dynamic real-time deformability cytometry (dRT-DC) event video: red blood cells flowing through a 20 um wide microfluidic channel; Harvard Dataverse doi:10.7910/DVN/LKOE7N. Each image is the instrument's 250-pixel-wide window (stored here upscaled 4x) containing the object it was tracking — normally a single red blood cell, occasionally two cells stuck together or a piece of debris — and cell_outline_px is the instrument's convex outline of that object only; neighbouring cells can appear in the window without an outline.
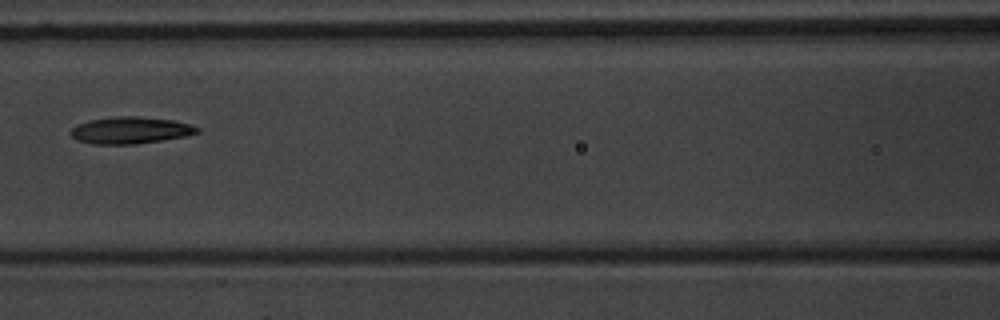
{"species": "common noctule bat (a hibernating species)", "species_latin": "Nyctalus noctula", "temperature_condition": "warm", "stored_images_in_passage": 8, "camera_frame_rate_fps": 3000, "um_per_image_px": 0.085, "animal": {"sex": "male", "body_mass_g": 20.1, "forearm_length_mm": 53.5}, "frame": {"image": 1, "passage_image": 8, "time_ms": 8.333, "image_size_px": [1000, 320], "cell_outline_px": [[200, 132], [184, 136], [136, 144], [92, 144], [76, 140], [68, 132], [76, 124], [92, 120], [116, 116], [136, 116], [172, 120], [192, 124], [200, 128]], "centroid_in_image_um": [11.07, 11.07], "position_along_channel_um": 155.5, "area_um2": 19.77}}